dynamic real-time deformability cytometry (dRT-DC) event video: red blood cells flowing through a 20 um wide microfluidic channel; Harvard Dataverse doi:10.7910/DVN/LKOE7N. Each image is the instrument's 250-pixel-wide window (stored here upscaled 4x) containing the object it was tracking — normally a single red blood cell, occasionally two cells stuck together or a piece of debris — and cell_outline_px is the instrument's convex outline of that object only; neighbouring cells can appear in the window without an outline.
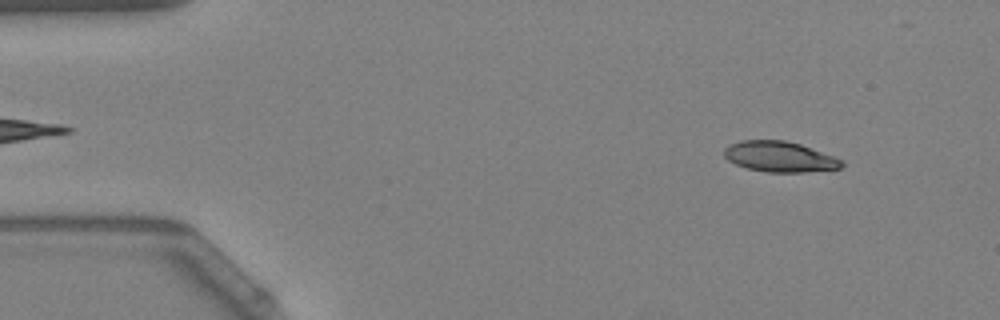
{"species": "Egyptian fruit bat (a non-hibernating species)", "species_latin": "Rousettus aegyptiacus", "temperature_condition": "warm", "stored_images_in_passage": 53, "camera_frame_rate_fps": 3000, "um_per_image_px": 0.085, "animal": {"sex": "female"}, "frame": {"image": 1, "passage_image": 5, "time_ms": 1.333, "image_size_px": [1000, 320], "cell_outline_px": [[844, 164], [840, 168], [804, 172], [768, 172], [748, 168], [736, 164], [728, 160], [724, 156], [724, 148], [740, 140], [784, 140], [800, 144], [844, 160]], "centroid_in_image_um": [66.27, 13.32], "position_along_channel_um": 18.7, "area_um2": 20.75}}
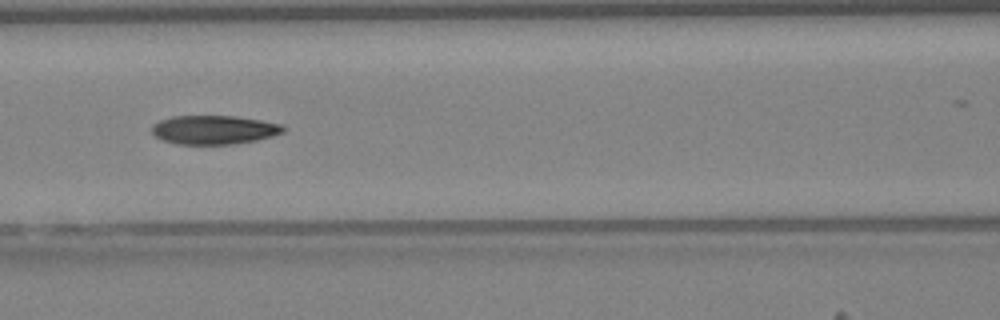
{"frame": {"image": 2, "passage_image": 23, "time_ms": 7.333, "image_size_px": [1000, 320], "cell_outline_px": [[284, 132], [272, 136], [256, 140], [232, 144], [176, 144], [164, 140], [156, 136], [152, 132], [152, 124], [160, 120], [172, 116], [236, 116], [284, 124]], "centroid_in_image_um": [18.2, 11.02], "position_along_channel_um": 148.4, "area_um2": 22.08}}
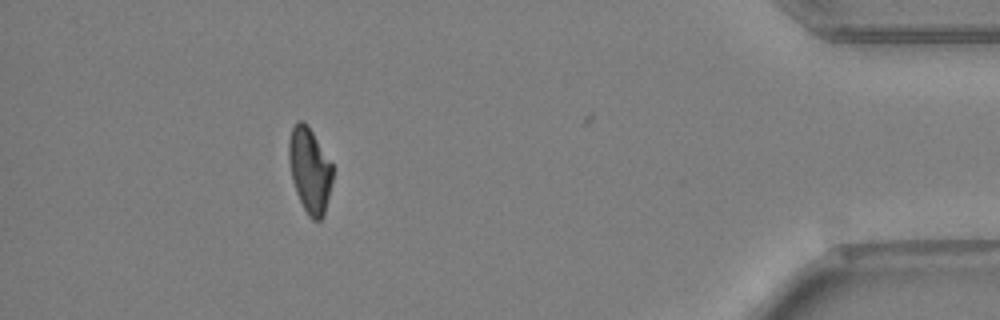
{"frame": {"image": 3, "passage_image": 48, "time_ms": 15.667, "image_size_px": [1000, 320], "cell_outline_px": [[332, 180], [324, 216], [320, 220], [312, 220], [308, 216], [296, 192], [292, 180], [288, 160], [288, 140], [292, 128], [300, 120], [304, 120], [308, 124], [332, 164]], "centroid_in_image_um": [26.31, 14.46], "position_along_channel_um": 408.9, "area_um2": 21.73}, "authors_computed_cell_mechanics": {"area_um2": 22.1374, "velocity_mm_per_s": 3.7833, "shape_relaxation_time_tau1_ms": null, "shape_relaxation_time_tau2_ms": 6.8238, "deformation_change_tau1": null, "deformation_change_tau2": 0.1378}}